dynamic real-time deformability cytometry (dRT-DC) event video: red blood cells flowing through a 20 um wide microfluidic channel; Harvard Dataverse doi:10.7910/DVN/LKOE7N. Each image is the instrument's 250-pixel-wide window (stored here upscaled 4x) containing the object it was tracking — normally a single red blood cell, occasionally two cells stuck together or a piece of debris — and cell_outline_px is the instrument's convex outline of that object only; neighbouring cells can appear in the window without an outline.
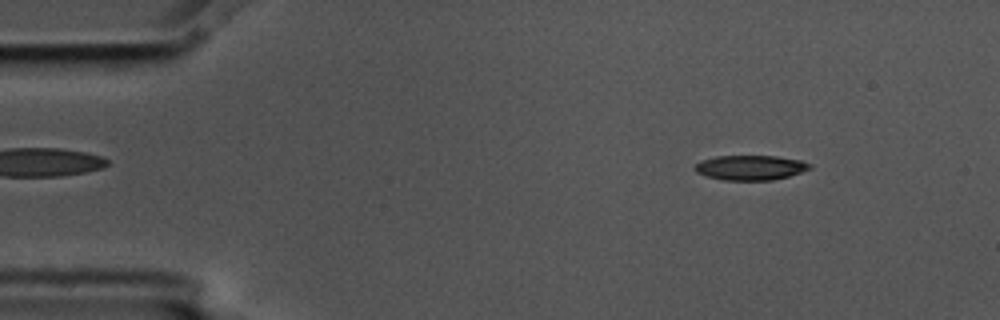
{"species": "common noctule bat (a hibernating species)", "species_latin": "Nyctalus noctula", "temperature_condition": "cold", "stored_images_in_passage": 3, "camera_frame_rate_fps": 3000, "um_per_image_px": 0.085, "animal": {"sex": "male", "body_mass_g": 17.5, "forearm_length_mm": 52.3}, "frame": {"image": 1, "passage_image": 1, "time_ms": 0.0, "image_size_px": [1000, 320], "cell_outline_px": [[812, 168], [788, 176], [772, 180], [724, 180], [704, 176], [696, 172], [692, 168], [700, 160], [716, 156], [776, 156], [800, 160], [812, 164]], "centroid_in_image_um": [63.74, 14.24], "position_along_channel_um": 21.3, "area_um2": 16.7}}